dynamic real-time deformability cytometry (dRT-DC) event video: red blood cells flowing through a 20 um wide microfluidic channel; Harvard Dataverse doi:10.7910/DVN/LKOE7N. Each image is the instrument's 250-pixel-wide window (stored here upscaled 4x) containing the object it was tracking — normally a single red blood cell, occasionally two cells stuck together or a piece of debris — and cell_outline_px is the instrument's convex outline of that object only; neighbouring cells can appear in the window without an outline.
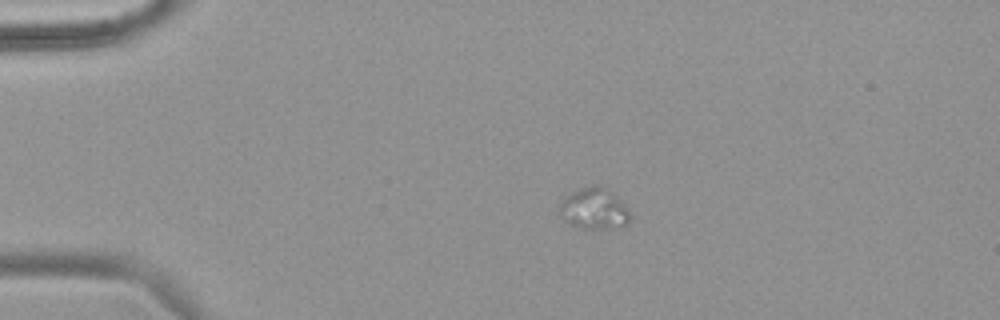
{"species": "common noctule bat (a hibernating species)", "species_latin": "Nyctalus noctula", "temperature_condition": "warm", "stored_images_in_passage": 44, "camera_frame_rate_fps": 3000, "um_per_image_px": 0.085, "animal": {"sex": "female", "body_mass_g": 18.4}, "frame": {"image": 1, "passage_image": 1, "time_ms": 0.0, "image_size_px": [1000, 320], "cell_outline_px": [[628, 220], [624, 224], [608, 228], [584, 228], [572, 224], [560, 212], [560, 204], [572, 192], [580, 188], [592, 184], [596, 184], [608, 188], [628, 208]], "centroid_in_image_um": [50.52, 17.69], "position_along_channel_um": 34.5, "area_um2": 16.24}}
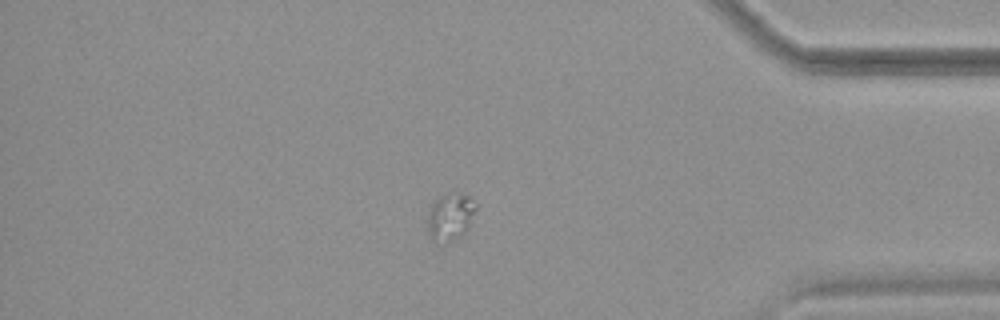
{"frame": {"image": 2, "passage_image": 36, "time_ms": 11.667, "image_size_px": [1000, 320], "cell_outline_px": [[476, 208], [468, 228], [460, 236], [444, 244], [436, 244], [432, 240], [428, 232], [428, 216], [432, 204], [440, 196], [468, 196], [476, 204]], "centroid_in_image_um": [38.25, 18.52], "position_along_channel_um": 397.0, "area_um2": 12.83}}
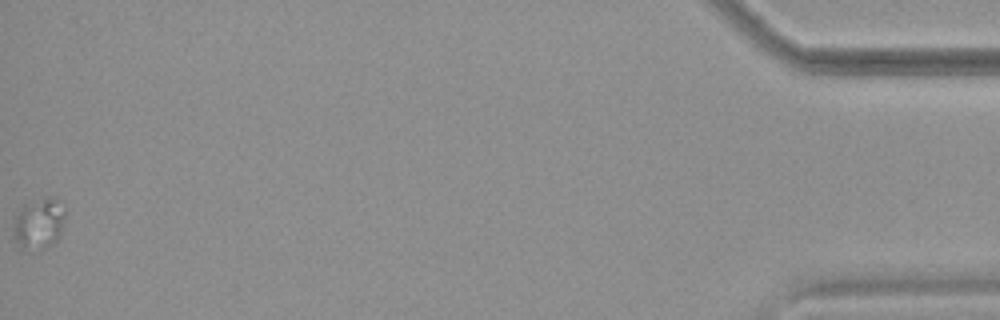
{"frame": {"image": 3, "passage_image": 44, "time_ms": 14.333, "image_size_px": [1000, 320], "cell_outline_px": [[64, 216], [60, 236], [56, 240], [44, 248], [28, 252], [20, 248], [16, 240], [16, 216], [24, 204], [44, 196], [48, 196], [64, 212]], "centroid_in_image_um": [3.29, 19.05], "position_along_channel_um": 431.9, "area_um2": 14.68}}